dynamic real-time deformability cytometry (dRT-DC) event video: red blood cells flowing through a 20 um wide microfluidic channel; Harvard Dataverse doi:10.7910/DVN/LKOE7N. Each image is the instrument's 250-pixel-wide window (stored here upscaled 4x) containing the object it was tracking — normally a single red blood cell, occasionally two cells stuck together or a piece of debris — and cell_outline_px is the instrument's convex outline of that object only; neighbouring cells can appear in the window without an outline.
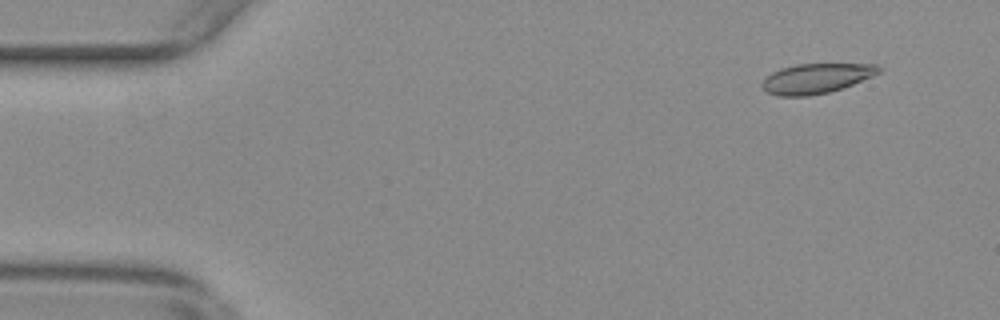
{"species": "common noctule bat (a hibernating species)", "species_latin": "Nyctalus noctula", "temperature_condition": "warm", "stored_images_in_passage": 53, "camera_frame_rate_fps": 3000, "um_per_image_px": 0.085, "animal": {"sex": "female", "body_mass_g": 29.2, "forearm_length_mm": 56.3}, "frame": {"image": 1, "passage_image": 2, "time_ms": 0.333, "image_size_px": [1000, 320], "cell_outline_px": [[884, 68], [880, 72], [872, 76], [844, 88], [828, 92], [808, 96], [776, 96], [768, 92], [760, 84], [772, 72], [780, 68], [796, 64], [880, 64]], "centroid_in_image_um": [69.42, 6.66], "position_along_channel_um": 15.6, "area_um2": 20.4}}
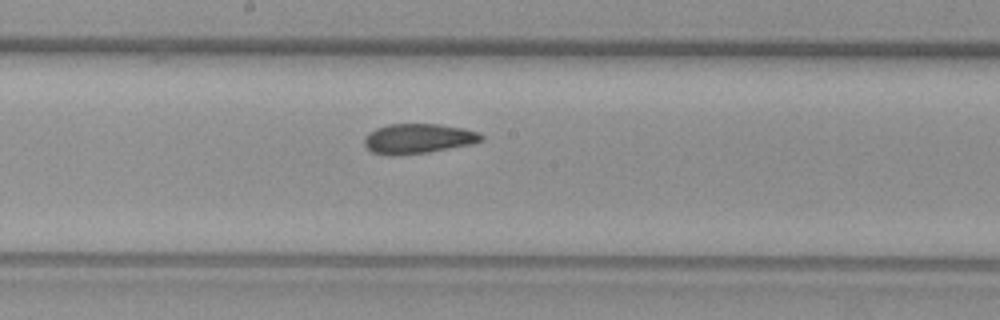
{"frame": {"image": 2, "passage_image": 27, "time_ms": 8.667, "image_size_px": [1000, 320], "cell_outline_px": [[484, 140], [472, 144], [428, 152], [392, 156], [388, 156], [372, 152], [364, 144], [364, 136], [368, 132], [376, 128], [388, 124], [440, 124], [464, 128], [480, 132], [484, 136]], "centroid_in_image_um": [35.55, 11.78], "position_along_channel_um": 212.7, "area_um2": 20.63}}
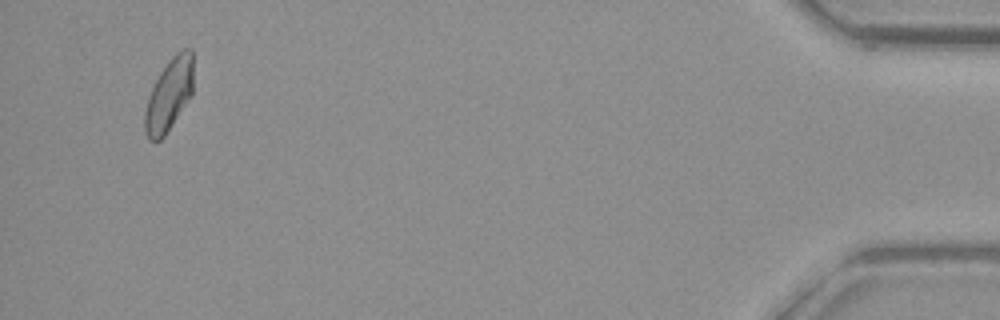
{"frame": {"image": 3, "passage_image": 51, "time_ms": 16.667, "image_size_px": [1000, 320], "cell_outline_px": [[192, 96], [164, 136], [160, 140], [148, 140], [144, 132], [144, 112], [148, 96], [160, 72], [168, 60], [180, 48], [192, 48]], "centroid_in_image_um": [14.36, 8.05], "position_along_channel_um": 420.8, "area_um2": 20.58}, "authors_computed_cell_mechanics": {"area_um2": 20.6924, "velocity_mm_per_s": 3.6688, "shape_relaxation_time_tau1_ms": null, "shape_relaxation_time_tau2_ms": 2.7639, "deformation_change_tau1": null, "deformation_change_tau2": 0.0619}}